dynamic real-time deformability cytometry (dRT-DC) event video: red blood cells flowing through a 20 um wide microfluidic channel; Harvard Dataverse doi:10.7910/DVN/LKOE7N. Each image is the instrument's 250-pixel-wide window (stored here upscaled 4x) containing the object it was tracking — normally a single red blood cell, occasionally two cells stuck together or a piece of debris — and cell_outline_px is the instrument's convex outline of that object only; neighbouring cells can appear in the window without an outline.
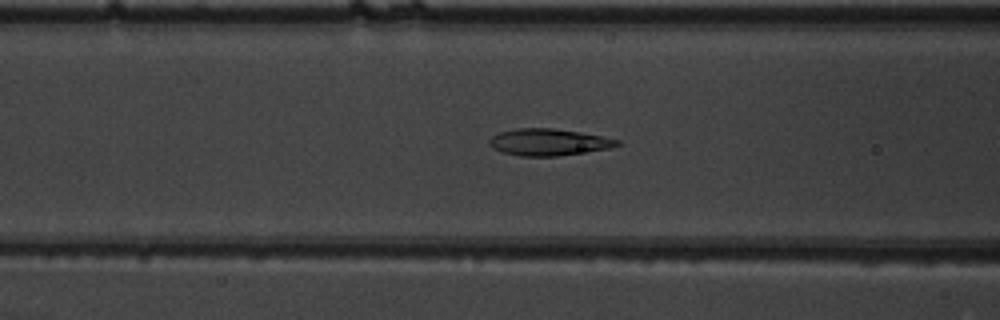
{"species": "common noctule bat (a hibernating species)", "species_latin": "Nyctalus noctula", "temperature_condition": "warm", "stored_images_in_passage": 53, "camera_frame_rate_fps": 3000, "um_per_image_px": 0.085, "animal": {"sex": "male", "body_mass_g": 19.5, "forearm_length_mm": 54.6}, "frame": {"image": 1, "passage_image": 22, "time_ms": 7.0, "image_size_px": [1000, 320], "cell_outline_px": [[620, 144], [608, 148], [584, 152], [556, 156], [520, 156], [504, 152], [492, 148], [488, 144], [488, 140], [492, 136], [500, 132], [516, 128], [552, 128], [600, 136], [620, 140]], "centroid_in_image_um": [46.57, 12.08], "position_along_channel_um": 120.0, "area_um2": 19.65}}
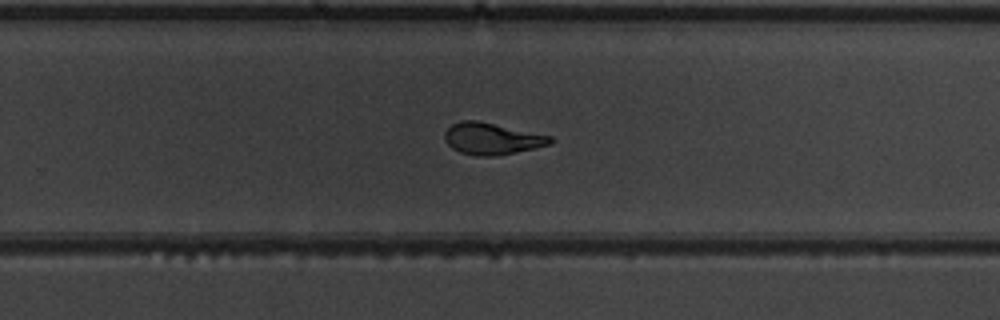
{"frame": {"image": 2, "passage_image": 35, "time_ms": 11.333, "image_size_px": [1000, 320], "cell_outline_px": [[556, 140], [552, 144], [536, 148], [496, 156], [476, 156], [460, 152], [452, 148], [444, 140], [444, 132], [452, 124], [460, 120], [476, 120], [552, 136]], "centroid_in_image_um": [41.83, 11.79], "position_along_channel_um": 288.0, "area_um2": 19.65}}
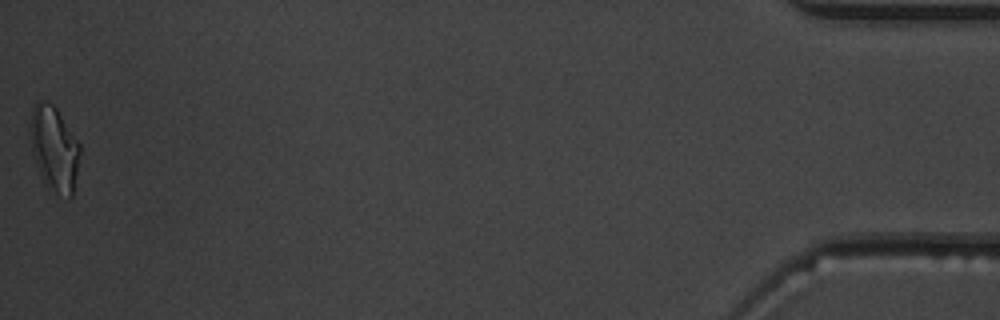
{"frame": {"image": 3, "passage_image": 53, "time_ms": 17.333, "image_size_px": [1000, 320], "cell_outline_px": [[80, 152], [72, 196], [68, 200], [56, 192], [52, 188], [40, 172], [32, 148], [28, 128], [28, 124], [32, 108], [36, 100], [44, 100], [52, 104], [56, 108], [80, 144]], "centroid_in_image_um": [4.6, 12.55], "position_along_channel_um": 430.6, "area_um2": 24.16}, "authors_computed_cell_mechanics": {"area_um2": 20.4612, "velocity_mm_per_s": 3.8841, "shape_relaxation_time_tau1_ms": 6.1318, "shape_relaxation_time_tau2_ms": 1.6111, "deformation_change_tau1": 0.2365, "deformation_change_tau2": 0.0766}}